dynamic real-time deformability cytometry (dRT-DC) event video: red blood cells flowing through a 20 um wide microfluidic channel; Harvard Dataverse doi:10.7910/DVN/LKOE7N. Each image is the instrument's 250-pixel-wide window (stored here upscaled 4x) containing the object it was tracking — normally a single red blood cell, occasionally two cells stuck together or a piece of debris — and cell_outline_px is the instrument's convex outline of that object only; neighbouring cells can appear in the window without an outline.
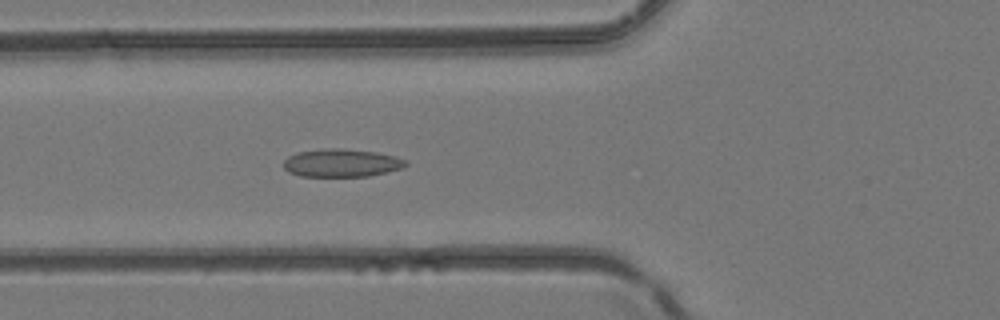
{"species": "common noctule bat (a hibernating species)", "species_latin": "Nyctalus noctula", "temperature_condition": "room temperature", "stored_images_in_passage": 44, "camera_frame_rate_fps": 3000, "um_per_image_px": 0.085, "animal": {"sex": "female", "body_mass_g": 24.6, "forearm_length_mm": 56.2}, "frame": {"image": 1, "passage_image": 17, "time_ms": 5.333, "image_size_px": [1000, 320], "cell_outline_px": [[408, 164], [404, 168], [368, 176], [300, 176], [288, 172], [284, 168], [284, 160], [288, 156], [296, 152], [324, 148], [340, 148], [376, 152], [396, 156], [408, 160]], "centroid_in_image_um": [29.04, 13.84], "position_along_channel_um": 96.8, "area_um2": 20.11}}
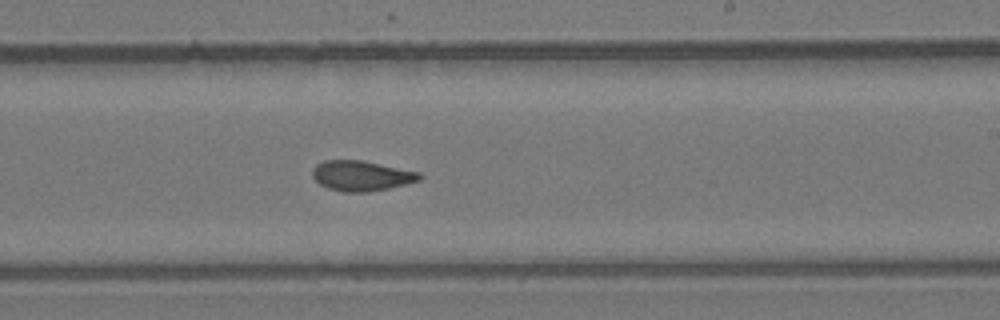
{"frame": {"image": 2, "passage_image": 27, "time_ms": 8.667, "image_size_px": [1000, 320], "cell_outline_px": [[424, 176], [420, 180], [388, 188], [368, 192], [344, 192], [328, 188], [320, 184], [312, 176], [312, 168], [316, 164], [324, 160], [360, 160], [420, 172]], "centroid_in_image_um": [30.7, 14.94], "position_along_channel_um": 258.3, "area_um2": 18.79}}
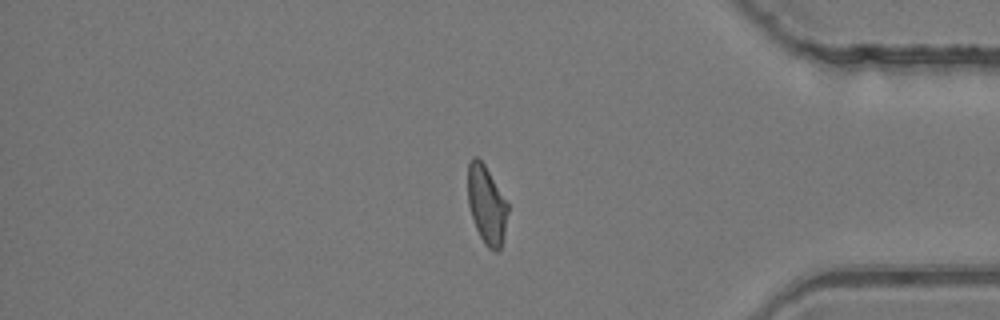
{"frame": {"image": 3, "passage_image": 37, "time_ms": 12.0, "image_size_px": [1000, 320], "cell_outline_px": [[508, 212], [504, 232], [500, 248], [496, 252], [488, 248], [484, 244], [476, 228], [468, 204], [468, 164], [472, 156], [476, 156], [484, 164], [508, 204]], "centroid_in_image_um": [41.35, 17.4], "position_along_channel_um": 393.9, "area_um2": 17.98}}